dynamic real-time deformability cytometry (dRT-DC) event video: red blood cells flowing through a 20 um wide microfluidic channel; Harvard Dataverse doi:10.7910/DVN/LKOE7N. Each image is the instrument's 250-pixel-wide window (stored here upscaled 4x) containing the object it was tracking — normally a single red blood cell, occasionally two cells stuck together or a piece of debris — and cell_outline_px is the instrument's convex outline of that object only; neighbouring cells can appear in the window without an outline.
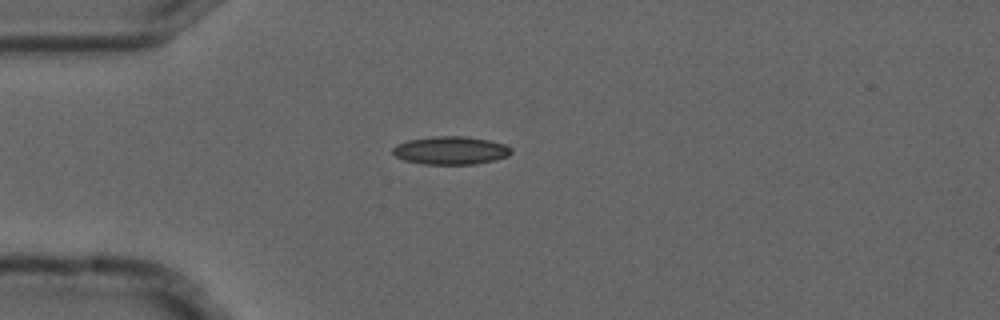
{"species": "common noctule bat (a hibernating species)", "species_latin": "Nyctalus noctula", "temperature_condition": "cold", "stored_images_in_passage": 3, "camera_frame_rate_fps": 3000, "um_per_image_px": 0.085, "animal": {"sex": "male", "forearm_length_mm": 52.5}, "frame": {"image": 1, "passage_image": 1, "time_ms": 0.0, "image_size_px": [1000, 320], "cell_outline_px": [[512, 152], [508, 156], [496, 160], [476, 164], [424, 164], [404, 160], [396, 156], [392, 152], [392, 148], [396, 144], [408, 140], [436, 136], [464, 136], [488, 140], [504, 144], [512, 148]], "centroid_in_image_um": [38.32, 12.79], "position_along_channel_um": 46.7, "area_um2": 19.42}}
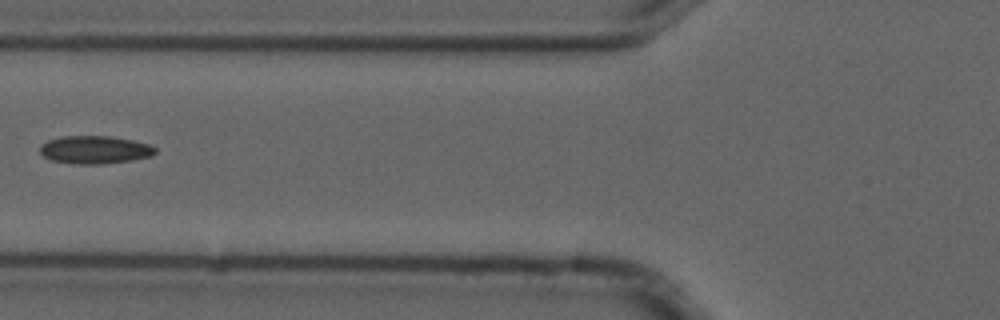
{"frame": {"image": 2, "passage_image": 3, "time_ms": 0.667, "image_size_px": [1000, 320], "cell_outline_px": [[156, 152], [152, 156], [104, 164], [76, 164], [52, 160], [44, 156], [40, 152], [40, 144], [48, 140], [64, 136], [108, 136], [132, 140], [148, 144], [156, 148]], "centroid_in_image_um": [8.04, 12.73], "position_along_channel_um": 117.8, "area_um2": 18.61}}